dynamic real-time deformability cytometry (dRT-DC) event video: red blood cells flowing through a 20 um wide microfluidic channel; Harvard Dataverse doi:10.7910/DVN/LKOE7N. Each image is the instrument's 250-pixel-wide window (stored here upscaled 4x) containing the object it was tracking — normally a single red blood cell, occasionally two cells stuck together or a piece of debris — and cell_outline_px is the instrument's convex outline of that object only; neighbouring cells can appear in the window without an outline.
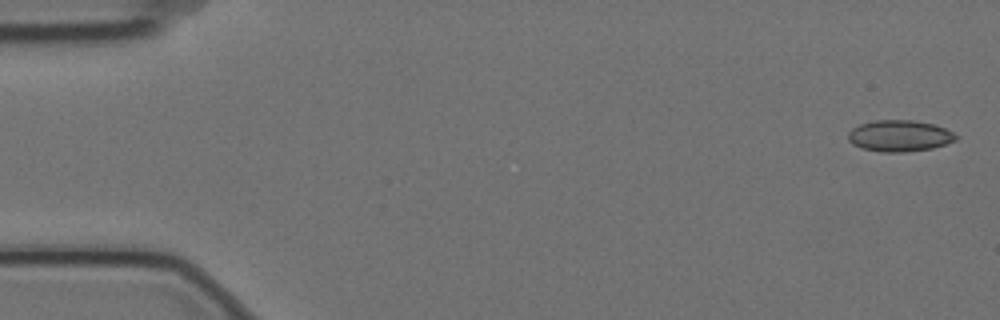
{"species": "Egyptian fruit bat (a non-hibernating species)", "species_latin": "Rousettus aegyptiacus", "temperature_condition": "cold", "stored_images_in_passage": 6, "camera_frame_rate_fps": 3000, "um_per_image_px": 0.085, "animal": {"sex": "female"}, "frame": {"image": 1, "passage_image": 1, "time_ms": 0.0, "image_size_px": [1000, 320], "cell_outline_px": [[960, 136], [956, 140], [932, 148], [904, 152], [880, 152], [860, 148], [852, 144], [848, 140], [848, 132], [852, 128], [860, 124], [872, 120], [912, 120], [936, 124]], "centroid_in_image_um": [76.44, 11.54], "position_along_channel_um": 8.6, "area_um2": 19.88}}
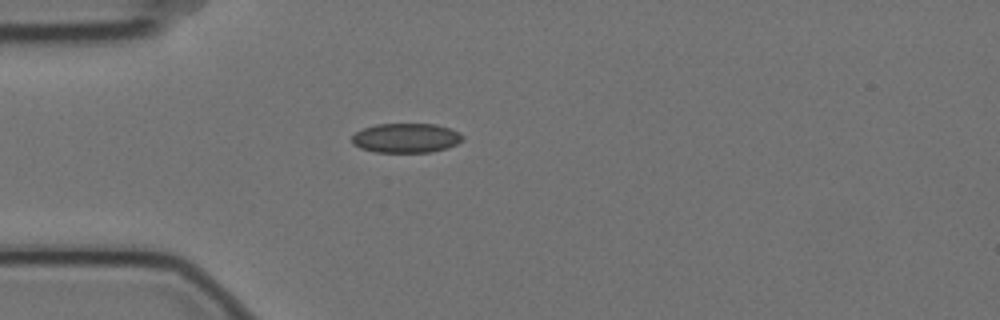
{"frame": {"image": 2, "passage_image": 5, "time_ms": 1.333, "image_size_px": [1000, 320], "cell_outline_px": [[464, 140], [456, 144], [444, 148], [428, 152], [376, 152], [360, 148], [352, 144], [352, 136], [356, 132], [364, 128], [376, 124], [436, 124], [460, 132], [464, 136]], "centroid_in_image_um": [34.51, 11.72], "position_along_channel_um": 50.5, "area_um2": 18.96}}